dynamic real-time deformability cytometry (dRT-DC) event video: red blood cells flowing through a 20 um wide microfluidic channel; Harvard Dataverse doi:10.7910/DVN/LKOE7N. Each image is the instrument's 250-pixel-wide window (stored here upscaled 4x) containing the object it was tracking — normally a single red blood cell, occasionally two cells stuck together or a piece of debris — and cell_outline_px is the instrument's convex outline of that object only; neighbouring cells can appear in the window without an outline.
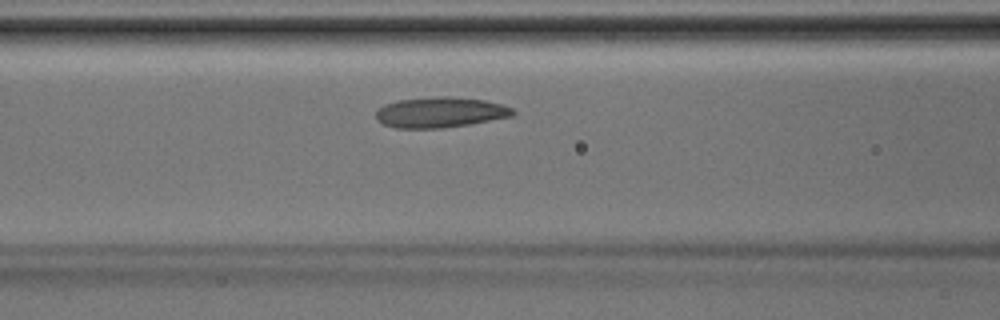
{"species": "Egyptian fruit bat (a non-hibernating species)", "species_latin": "Rousettus aegyptiacus", "temperature_condition": "room temperature", "stored_images_in_passage": 30, "camera_frame_rate_fps": 3000, "um_per_image_px": 0.085, "animal": {"sex": "male"}, "frame": {"image": 1, "passage_image": 10, "time_ms": 3.0, "image_size_px": [1000, 320], "cell_outline_px": [[516, 112], [512, 116], [468, 124], [444, 128], [396, 128], [384, 124], [376, 120], [376, 112], [384, 104], [400, 100], [436, 96], [452, 96], [484, 100], [500, 104], [512, 108]], "centroid_in_image_um": [37.41, 9.54], "position_along_channel_um": 129.2, "area_um2": 24.22}}
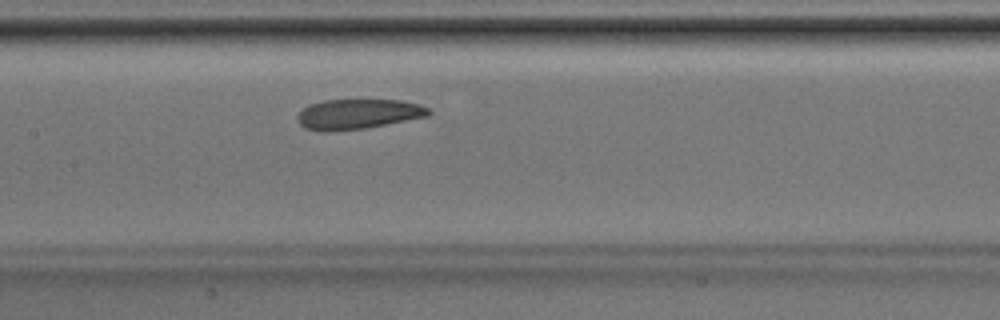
{"frame": {"image": 2, "passage_image": 13, "time_ms": 4.0, "image_size_px": [1000, 320], "cell_outline_px": [[432, 112], [428, 116], [368, 128], [332, 132], [320, 132], [304, 128], [300, 124], [296, 116], [308, 104], [324, 100], [400, 100], [416, 104], [428, 108]], "centroid_in_image_um": [30.39, 9.71], "position_along_channel_um": 177.0, "area_um2": 23.18}}
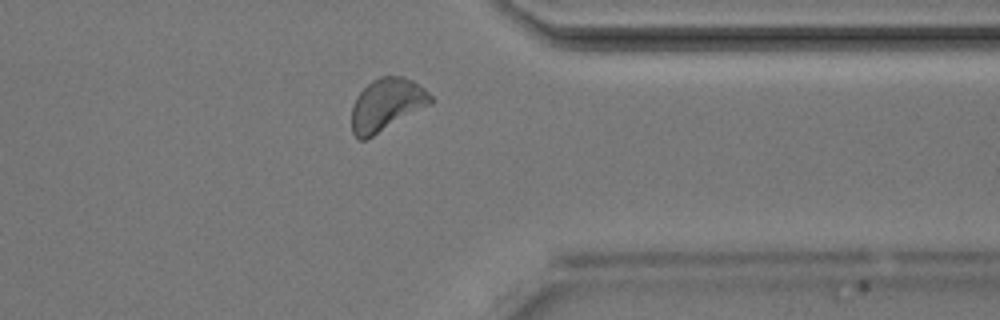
{"frame": {"image": 3, "passage_image": 26, "time_ms": 8.333, "image_size_px": [1000, 320], "cell_outline_px": [[436, 100], [432, 104], [372, 136], [364, 140], [360, 140], [352, 132], [352, 108], [356, 96], [372, 80], [380, 76], [404, 76], [412, 80], [424, 88]], "centroid_in_image_um": [32.89, 8.88], "position_along_channel_um": 378.5, "area_um2": 24.1}}